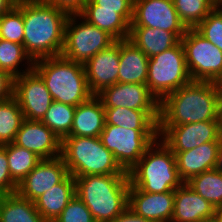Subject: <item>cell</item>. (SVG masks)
<instances>
[{
	"label": "cell",
	"instance_id": "603a6c76",
	"mask_svg": "<svg viewBox=\"0 0 222 222\" xmlns=\"http://www.w3.org/2000/svg\"><path fill=\"white\" fill-rule=\"evenodd\" d=\"M76 195L75 178L69 174L34 201L35 208L46 222H55L63 209Z\"/></svg>",
	"mask_w": 222,
	"mask_h": 222
},
{
	"label": "cell",
	"instance_id": "ffe728a7",
	"mask_svg": "<svg viewBox=\"0 0 222 222\" xmlns=\"http://www.w3.org/2000/svg\"><path fill=\"white\" fill-rule=\"evenodd\" d=\"M222 142H206L184 152H173L180 178L187 182L191 177L215 168Z\"/></svg>",
	"mask_w": 222,
	"mask_h": 222
},
{
	"label": "cell",
	"instance_id": "ba28073f",
	"mask_svg": "<svg viewBox=\"0 0 222 222\" xmlns=\"http://www.w3.org/2000/svg\"><path fill=\"white\" fill-rule=\"evenodd\" d=\"M116 41L108 32L90 24L79 14H71L65 25L61 56L84 65L91 57Z\"/></svg>",
	"mask_w": 222,
	"mask_h": 222
},
{
	"label": "cell",
	"instance_id": "d4e9b609",
	"mask_svg": "<svg viewBox=\"0 0 222 222\" xmlns=\"http://www.w3.org/2000/svg\"><path fill=\"white\" fill-rule=\"evenodd\" d=\"M128 39L149 58L176 46L180 42V39L173 32L150 27H130Z\"/></svg>",
	"mask_w": 222,
	"mask_h": 222
},
{
	"label": "cell",
	"instance_id": "ab89813d",
	"mask_svg": "<svg viewBox=\"0 0 222 222\" xmlns=\"http://www.w3.org/2000/svg\"><path fill=\"white\" fill-rule=\"evenodd\" d=\"M14 77L8 72L0 69V101L7 100L13 96Z\"/></svg>",
	"mask_w": 222,
	"mask_h": 222
},
{
	"label": "cell",
	"instance_id": "e0dca14e",
	"mask_svg": "<svg viewBox=\"0 0 222 222\" xmlns=\"http://www.w3.org/2000/svg\"><path fill=\"white\" fill-rule=\"evenodd\" d=\"M14 143L34 152L41 159L61 156L62 141L41 121L24 119Z\"/></svg>",
	"mask_w": 222,
	"mask_h": 222
},
{
	"label": "cell",
	"instance_id": "83f0119b",
	"mask_svg": "<svg viewBox=\"0 0 222 222\" xmlns=\"http://www.w3.org/2000/svg\"><path fill=\"white\" fill-rule=\"evenodd\" d=\"M27 62V63H26ZM23 63V64H22ZM27 64V66H26ZM24 66L23 67H20ZM34 61L25 52L24 46L0 38V69L14 78L33 69ZM23 69V70H22Z\"/></svg>",
	"mask_w": 222,
	"mask_h": 222
},
{
	"label": "cell",
	"instance_id": "8fae6325",
	"mask_svg": "<svg viewBox=\"0 0 222 222\" xmlns=\"http://www.w3.org/2000/svg\"><path fill=\"white\" fill-rule=\"evenodd\" d=\"M158 134L172 152H184L206 142H222V121L158 126Z\"/></svg>",
	"mask_w": 222,
	"mask_h": 222
},
{
	"label": "cell",
	"instance_id": "277c9868",
	"mask_svg": "<svg viewBox=\"0 0 222 222\" xmlns=\"http://www.w3.org/2000/svg\"><path fill=\"white\" fill-rule=\"evenodd\" d=\"M33 69L41 76L53 101L77 106L93 95L83 64L59 55L35 60Z\"/></svg>",
	"mask_w": 222,
	"mask_h": 222
},
{
	"label": "cell",
	"instance_id": "7c38bea8",
	"mask_svg": "<svg viewBox=\"0 0 222 222\" xmlns=\"http://www.w3.org/2000/svg\"><path fill=\"white\" fill-rule=\"evenodd\" d=\"M131 27L162 29L173 32L180 40L187 30L173 0H134Z\"/></svg>",
	"mask_w": 222,
	"mask_h": 222
},
{
	"label": "cell",
	"instance_id": "9c48e42d",
	"mask_svg": "<svg viewBox=\"0 0 222 222\" xmlns=\"http://www.w3.org/2000/svg\"><path fill=\"white\" fill-rule=\"evenodd\" d=\"M99 138L104 147L113 153L121 168L129 173L146 150L159 138V134L158 130H131L104 125Z\"/></svg>",
	"mask_w": 222,
	"mask_h": 222
},
{
	"label": "cell",
	"instance_id": "3957f363",
	"mask_svg": "<svg viewBox=\"0 0 222 222\" xmlns=\"http://www.w3.org/2000/svg\"><path fill=\"white\" fill-rule=\"evenodd\" d=\"M76 196L95 222H110L128 207L129 175L75 177Z\"/></svg>",
	"mask_w": 222,
	"mask_h": 222
},
{
	"label": "cell",
	"instance_id": "7a4b0ae2",
	"mask_svg": "<svg viewBox=\"0 0 222 222\" xmlns=\"http://www.w3.org/2000/svg\"><path fill=\"white\" fill-rule=\"evenodd\" d=\"M68 17L41 0H23V46L33 61L61 55Z\"/></svg>",
	"mask_w": 222,
	"mask_h": 222
},
{
	"label": "cell",
	"instance_id": "e575fe53",
	"mask_svg": "<svg viewBox=\"0 0 222 222\" xmlns=\"http://www.w3.org/2000/svg\"><path fill=\"white\" fill-rule=\"evenodd\" d=\"M195 29L222 51V6L210 11Z\"/></svg>",
	"mask_w": 222,
	"mask_h": 222
},
{
	"label": "cell",
	"instance_id": "f546056e",
	"mask_svg": "<svg viewBox=\"0 0 222 222\" xmlns=\"http://www.w3.org/2000/svg\"><path fill=\"white\" fill-rule=\"evenodd\" d=\"M24 120L23 112L14 96L0 101V145L15 141Z\"/></svg>",
	"mask_w": 222,
	"mask_h": 222
},
{
	"label": "cell",
	"instance_id": "f6af8a7d",
	"mask_svg": "<svg viewBox=\"0 0 222 222\" xmlns=\"http://www.w3.org/2000/svg\"><path fill=\"white\" fill-rule=\"evenodd\" d=\"M216 7L222 6V0H210Z\"/></svg>",
	"mask_w": 222,
	"mask_h": 222
},
{
	"label": "cell",
	"instance_id": "ee69618b",
	"mask_svg": "<svg viewBox=\"0 0 222 222\" xmlns=\"http://www.w3.org/2000/svg\"><path fill=\"white\" fill-rule=\"evenodd\" d=\"M214 219L216 222H222V210L219 207L215 210Z\"/></svg>",
	"mask_w": 222,
	"mask_h": 222
},
{
	"label": "cell",
	"instance_id": "74e56055",
	"mask_svg": "<svg viewBox=\"0 0 222 222\" xmlns=\"http://www.w3.org/2000/svg\"><path fill=\"white\" fill-rule=\"evenodd\" d=\"M17 186L10 175L6 145H0V195L16 193Z\"/></svg>",
	"mask_w": 222,
	"mask_h": 222
},
{
	"label": "cell",
	"instance_id": "52a82bcc",
	"mask_svg": "<svg viewBox=\"0 0 222 222\" xmlns=\"http://www.w3.org/2000/svg\"><path fill=\"white\" fill-rule=\"evenodd\" d=\"M192 82L181 41L148 61L146 85L160 102L166 95Z\"/></svg>",
	"mask_w": 222,
	"mask_h": 222
},
{
	"label": "cell",
	"instance_id": "7bdbcfd3",
	"mask_svg": "<svg viewBox=\"0 0 222 222\" xmlns=\"http://www.w3.org/2000/svg\"><path fill=\"white\" fill-rule=\"evenodd\" d=\"M215 169L222 172V145L218 151V156L216 159Z\"/></svg>",
	"mask_w": 222,
	"mask_h": 222
},
{
	"label": "cell",
	"instance_id": "b9f144b4",
	"mask_svg": "<svg viewBox=\"0 0 222 222\" xmlns=\"http://www.w3.org/2000/svg\"><path fill=\"white\" fill-rule=\"evenodd\" d=\"M18 0H0V16L10 11Z\"/></svg>",
	"mask_w": 222,
	"mask_h": 222
},
{
	"label": "cell",
	"instance_id": "5b68a950",
	"mask_svg": "<svg viewBox=\"0 0 222 222\" xmlns=\"http://www.w3.org/2000/svg\"><path fill=\"white\" fill-rule=\"evenodd\" d=\"M128 175L134 187L148 193L175 191L184 183L178 173L175 154L159 138Z\"/></svg>",
	"mask_w": 222,
	"mask_h": 222
},
{
	"label": "cell",
	"instance_id": "cb8c5ba5",
	"mask_svg": "<svg viewBox=\"0 0 222 222\" xmlns=\"http://www.w3.org/2000/svg\"><path fill=\"white\" fill-rule=\"evenodd\" d=\"M105 125L134 130H158L159 110H133L127 107L104 108Z\"/></svg>",
	"mask_w": 222,
	"mask_h": 222
},
{
	"label": "cell",
	"instance_id": "ac0fdd59",
	"mask_svg": "<svg viewBox=\"0 0 222 222\" xmlns=\"http://www.w3.org/2000/svg\"><path fill=\"white\" fill-rule=\"evenodd\" d=\"M175 191L148 193L130 183L128 208L135 214L153 222H171Z\"/></svg>",
	"mask_w": 222,
	"mask_h": 222
},
{
	"label": "cell",
	"instance_id": "484cf974",
	"mask_svg": "<svg viewBox=\"0 0 222 222\" xmlns=\"http://www.w3.org/2000/svg\"><path fill=\"white\" fill-rule=\"evenodd\" d=\"M0 222H46L34 202L17 193L0 195Z\"/></svg>",
	"mask_w": 222,
	"mask_h": 222
},
{
	"label": "cell",
	"instance_id": "836d02e7",
	"mask_svg": "<svg viewBox=\"0 0 222 222\" xmlns=\"http://www.w3.org/2000/svg\"><path fill=\"white\" fill-rule=\"evenodd\" d=\"M0 38L23 45V0H18L10 11L1 15Z\"/></svg>",
	"mask_w": 222,
	"mask_h": 222
},
{
	"label": "cell",
	"instance_id": "d6986e66",
	"mask_svg": "<svg viewBox=\"0 0 222 222\" xmlns=\"http://www.w3.org/2000/svg\"><path fill=\"white\" fill-rule=\"evenodd\" d=\"M216 208L186 182L175 190L171 222H203L214 218Z\"/></svg>",
	"mask_w": 222,
	"mask_h": 222
},
{
	"label": "cell",
	"instance_id": "4dcf8cb0",
	"mask_svg": "<svg viewBox=\"0 0 222 222\" xmlns=\"http://www.w3.org/2000/svg\"><path fill=\"white\" fill-rule=\"evenodd\" d=\"M9 171L12 179L19 184L42 160L34 152L16 145L6 144Z\"/></svg>",
	"mask_w": 222,
	"mask_h": 222
},
{
	"label": "cell",
	"instance_id": "2e32d148",
	"mask_svg": "<svg viewBox=\"0 0 222 222\" xmlns=\"http://www.w3.org/2000/svg\"><path fill=\"white\" fill-rule=\"evenodd\" d=\"M120 40L98 52L83 66L90 92L97 95L104 88L118 83Z\"/></svg>",
	"mask_w": 222,
	"mask_h": 222
},
{
	"label": "cell",
	"instance_id": "30bf717a",
	"mask_svg": "<svg viewBox=\"0 0 222 222\" xmlns=\"http://www.w3.org/2000/svg\"><path fill=\"white\" fill-rule=\"evenodd\" d=\"M180 41L192 81L222 83V51L195 28L187 29Z\"/></svg>",
	"mask_w": 222,
	"mask_h": 222
},
{
	"label": "cell",
	"instance_id": "6da1fadb",
	"mask_svg": "<svg viewBox=\"0 0 222 222\" xmlns=\"http://www.w3.org/2000/svg\"><path fill=\"white\" fill-rule=\"evenodd\" d=\"M222 121V83L192 81L159 103L158 126Z\"/></svg>",
	"mask_w": 222,
	"mask_h": 222
},
{
	"label": "cell",
	"instance_id": "44dd1931",
	"mask_svg": "<svg viewBox=\"0 0 222 222\" xmlns=\"http://www.w3.org/2000/svg\"><path fill=\"white\" fill-rule=\"evenodd\" d=\"M105 125V110L101 99L92 95L76 106L69 136L99 137Z\"/></svg>",
	"mask_w": 222,
	"mask_h": 222
},
{
	"label": "cell",
	"instance_id": "9a60e30c",
	"mask_svg": "<svg viewBox=\"0 0 222 222\" xmlns=\"http://www.w3.org/2000/svg\"><path fill=\"white\" fill-rule=\"evenodd\" d=\"M97 96L104 108L127 107L133 110H159V101L146 84L116 83L104 88Z\"/></svg>",
	"mask_w": 222,
	"mask_h": 222
},
{
	"label": "cell",
	"instance_id": "5bb4252c",
	"mask_svg": "<svg viewBox=\"0 0 222 222\" xmlns=\"http://www.w3.org/2000/svg\"><path fill=\"white\" fill-rule=\"evenodd\" d=\"M69 175L63 158L42 159L35 168L18 184L16 193L34 202L54 185Z\"/></svg>",
	"mask_w": 222,
	"mask_h": 222
},
{
	"label": "cell",
	"instance_id": "4fadbf2b",
	"mask_svg": "<svg viewBox=\"0 0 222 222\" xmlns=\"http://www.w3.org/2000/svg\"><path fill=\"white\" fill-rule=\"evenodd\" d=\"M13 96L24 119L28 120L41 121L53 102L44 81L34 69L14 78Z\"/></svg>",
	"mask_w": 222,
	"mask_h": 222
},
{
	"label": "cell",
	"instance_id": "7402d4cb",
	"mask_svg": "<svg viewBox=\"0 0 222 222\" xmlns=\"http://www.w3.org/2000/svg\"><path fill=\"white\" fill-rule=\"evenodd\" d=\"M149 57L129 39L120 40L118 83L146 84Z\"/></svg>",
	"mask_w": 222,
	"mask_h": 222
},
{
	"label": "cell",
	"instance_id": "d6a6232c",
	"mask_svg": "<svg viewBox=\"0 0 222 222\" xmlns=\"http://www.w3.org/2000/svg\"><path fill=\"white\" fill-rule=\"evenodd\" d=\"M181 22L195 28L216 6L210 0H173Z\"/></svg>",
	"mask_w": 222,
	"mask_h": 222
},
{
	"label": "cell",
	"instance_id": "8992f818",
	"mask_svg": "<svg viewBox=\"0 0 222 222\" xmlns=\"http://www.w3.org/2000/svg\"><path fill=\"white\" fill-rule=\"evenodd\" d=\"M61 157L74 178L87 175H128L99 137H65L61 144Z\"/></svg>",
	"mask_w": 222,
	"mask_h": 222
},
{
	"label": "cell",
	"instance_id": "bcb514c9",
	"mask_svg": "<svg viewBox=\"0 0 222 222\" xmlns=\"http://www.w3.org/2000/svg\"><path fill=\"white\" fill-rule=\"evenodd\" d=\"M203 222H216L215 219H210V220H206V221H203Z\"/></svg>",
	"mask_w": 222,
	"mask_h": 222
},
{
	"label": "cell",
	"instance_id": "d590c367",
	"mask_svg": "<svg viewBox=\"0 0 222 222\" xmlns=\"http://www.w3.org/2000/svg\"><path fill=\"white\" fill-rule=\"evenodd\" d=\"M55 222H95V220L86 205L75 195Z\"/></svg>",
	"mask_w": 222,
	"mask_h": 222
},
{
	"label": "cell",
	"instance_id": "4316f807",
	"mask_svg": "<svg viewBox=\"0 0 222 222\" xmlns=\"http://www.w3.org/2000/svg\"><path fill=\"white\" fill-rule=\"evenodd\" d=\"M79 15L90 24L108 32L116 40L129 38L131 24L116 10L83 9Z\"/></svg>",
	"mask_w": 222,
	"mask_h": 222
},
{
	"label": "cell",
	"instance_id": "f1b7e54d",
	"mask_svg": "<svg viewBox=\"0 0 222 222\" xmlns=\"http://www.w3.org/2000/svg\"><path fill=\"white\" fill-rule=\"evenodd\" d=\"M187 185L215 208L222 204V172L211 169L191 177Z\"/></svg>",
	"mask_w": 222,
	"mask_h": 222
},
{
	"label": "cell",
	"instance_id": "8d00e7d4",
	"mask_svg": "<svg viewBox=\"0 0 222 222\" xmlns=\"http://www.w3.org/2000/svg\"><path fill=\"white\" fill-rule=\"evenodd\" d=\"M134 0H88L83 9H108L116 10L130 24L133 18Z\"/></svg>",
	"mask_w": 222,
	"mask_h": 222
},
{
	"label": "cell",
	"instance_id": "60d3db41",
	"mask_svg": "<svg viewBox=\"0 0 222 222\" xmlns=\"http://www.w3.org/2000/svg\"><path fill=\"white\" fill-rule=\"evenodd\" d=\"M110 222H153L135 214L130 208H126L120 215Z\"/></svg>",
	"mask_w": 222,
	"mask_h": 222
},
{
	"label": "cell",
	"instance_id": "1f68e13d",
	"mask_svg": "<svg viewBox=\"0 0 222 222\" xmlns=\"http://www.w3.org/2000/svg\"><path fill=\"white\" fill-rule=\"evenodd\" d=\"M76 106L53 101L41 120L62 141L69 136Z\"/></svg>",
	"mask_w": 222,
	"mask_h": 222
},
{
	"label": "cell",
	"instance_id": "f35d334b",
	"mask_svg": "<svg viewBox=\"0 0 222 222\" xmlns=\"http://www.w3.org/2000/svg\"><path fill=\"white\" fill-rule=\"evenodd\" d=\"M42 2L57 7L69 15L79 14L88 0H41Z\"/></svg>",
	"mask_w": 222,
	"mask_h": 222
}]
</instances>
